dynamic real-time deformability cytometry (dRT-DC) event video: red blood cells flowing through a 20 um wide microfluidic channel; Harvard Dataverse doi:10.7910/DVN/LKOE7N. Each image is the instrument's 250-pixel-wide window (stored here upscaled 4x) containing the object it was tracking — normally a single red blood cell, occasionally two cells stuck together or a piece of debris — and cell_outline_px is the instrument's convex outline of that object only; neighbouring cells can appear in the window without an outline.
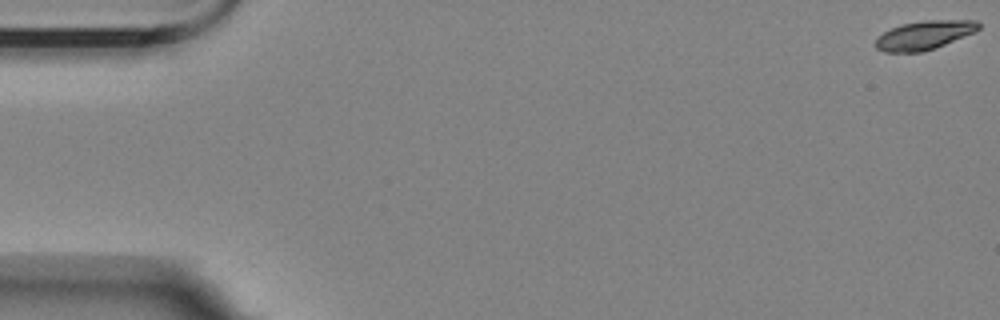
{"species": "Egyptian fruit bat (a non-hibernating species)", "species_latin": "Rousettus aegyptiacus", "temperature_condition": "room temperature", "stored_images_in_passage": 14, "camera_frame_rate_fps": 3000, "um_per_image_px": 0.085, "animal": {"sex": "female"}, "frame": {"image": 1, "passage_image": 1, "time_ms": 0.0, "image_size_px": [1000, 320], "cell_outline_px": [[980, 28], [976, 32], [936, 48], [920, 52], [884, 52], [876, 48], [876, 40], [884, 32], [900, 24], [924, 20], [976, 20], [980, 24]], "centroid_in_image_um": [78.61, 2.98], "position_along_channel_um": 6.4, "area_um2": 17.34}}
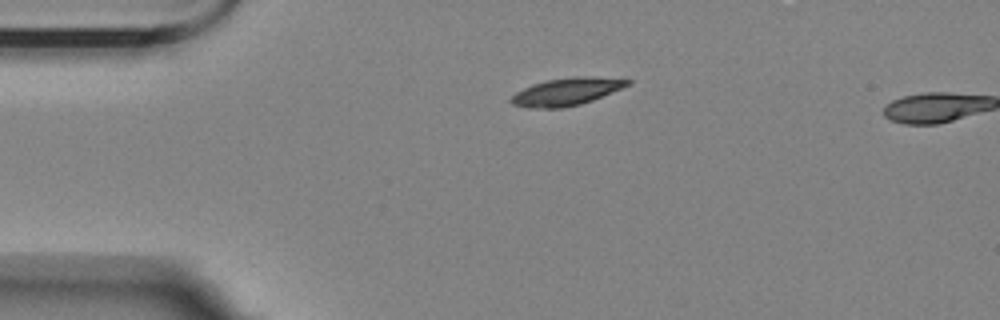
{"frame": {"image": 2, "passage_image": 13, "time_ms": 4.0, "image_size_px": [1000, 320], "cell_outline_px": [[632, 84], [592, 100], [580, 104], [560, 108], [528, 108], [512, 104], [508, 100], [516, 92], [532, 84], [548, 80], [576, 76], [592, 76], [632, 80]], "centroid_in_image_um": [48.15, 7.79], "position_along_channel_um": 36.9, "area_um2": 18.61}}